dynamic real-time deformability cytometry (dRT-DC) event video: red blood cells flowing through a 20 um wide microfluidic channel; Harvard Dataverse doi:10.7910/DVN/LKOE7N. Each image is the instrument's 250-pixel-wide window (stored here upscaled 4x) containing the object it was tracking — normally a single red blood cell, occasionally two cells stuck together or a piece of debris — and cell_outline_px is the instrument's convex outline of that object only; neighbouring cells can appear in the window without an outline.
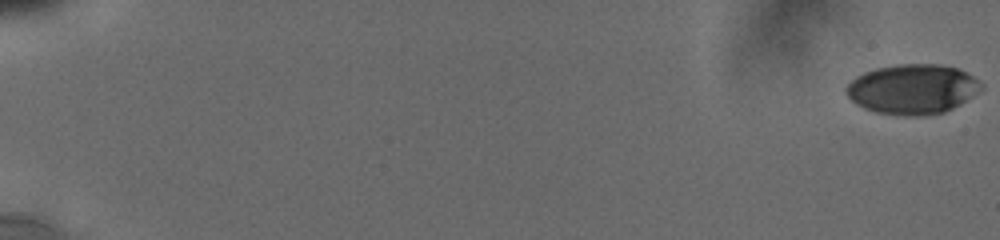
{"species": "human", "species_latin": "Homo sapiens", "temperature_condition": "cold", "stored_images_in_passage": 27, "camera_frame_rate_fps": 3000, "um_per_image_px": 0.085, "donor": {"sex": "male"}, "frame": {"image": 1, "passage_image": 1, "time_ms": 0.0, "image_size_px": [1000, 240], "cell_outline_px": [[984, 88], [980, 92], [960, 104], [944, 112], [924, 116], [904, 116], [876, 112], [864, 108], [856, 104], [844, 92], [844, 88], [856, 76], [864, 72], [876, 68], [896, 64], [936, 64], [956, 68], [972, 76], [984, 84]], "centroid_in_image_um": [77.56, 7.58], "position_along_channel_um": 7.4, "area_um2": 39.42}}